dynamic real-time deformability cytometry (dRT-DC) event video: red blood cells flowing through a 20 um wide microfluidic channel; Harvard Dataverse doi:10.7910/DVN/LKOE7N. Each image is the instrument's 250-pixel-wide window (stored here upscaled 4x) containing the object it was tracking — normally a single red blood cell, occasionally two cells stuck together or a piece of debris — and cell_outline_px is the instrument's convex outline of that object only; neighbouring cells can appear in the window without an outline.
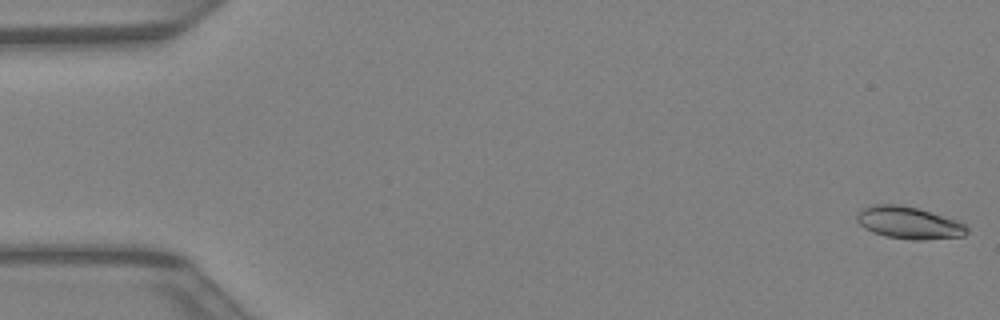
{"species": "Egyptian fruit bat (a non-hibernating species)", "species_latin": "Rousettus aegyptiacus", "temperature_condition": "warm", "stored_images_in_passage": 42, "camera_frame_rate_fps": 3000, "um_per_image_px": 0.085, "animal": {"sex": "female"}, "frame": {"image": 1, "passage_image": 1, "time_ms": 0.0, "image_size_px": [1000, 320], "cell_outline_px": [[968, 232], [964, 236], [920, 240], [912, 240], [888, 236], [864, 228], [856, 220], [856, 216], [864, 208], [872, 204], [900, 204], [916, 208], [956, 220], [964, 224], [968, 228]], "centroid_in_image_um": [77.26, 18.93], "position_along_channel_um": 7.7, "area_um2": 20.29}}
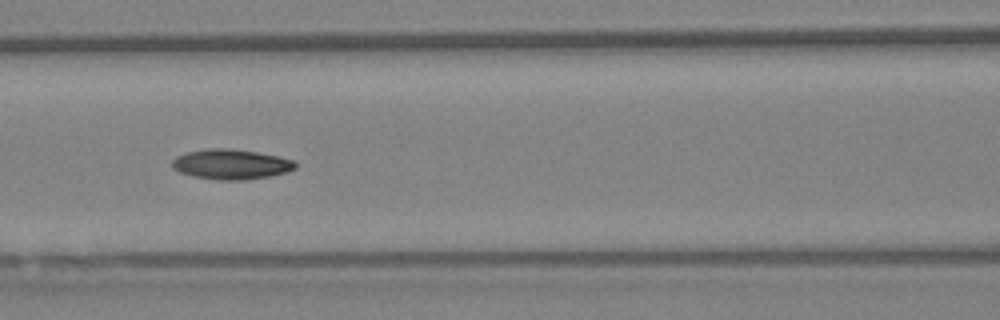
{"frame": {"image": 2, "passage_image": 19, "time_ms": 6.0, "image_size_px": [1000, 320], "cell_outline_px": [[296, 168], [288, 172], [268, 176], [244, 180], [216, 180], [192, 176], [180, 172], [172, 168], [172, 160], [176, 156], [188, 152], [208, 148], [232, 148], [256, 152], [296, 160]], "centroid_in_image_um": [19.64, 13.96], "position_along_channel_um": 147.0, "area_um2": 21.68}}
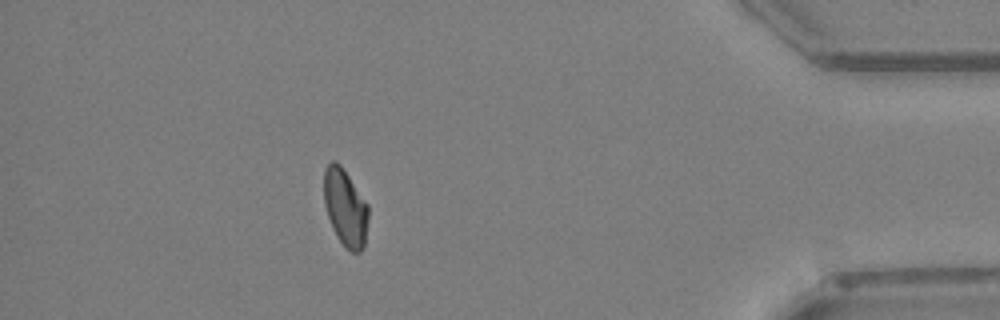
{"frame": {"image": 3, "passage_image": 38, "time_ms": 12.333, "image_size_px": [1000, 320], "cell_outline_px": [[368, 220], [364, 244], [360, 252], [352, 252], [344, 248], [332, 228], [324, 204], [324, 168], [332, 160], [336, 160], [340, 164], [368, 204]], "centroid_in_image_um": [29.34, 17.64], "position_along_channel_um": 405.9, "area_um2": 20.0}}